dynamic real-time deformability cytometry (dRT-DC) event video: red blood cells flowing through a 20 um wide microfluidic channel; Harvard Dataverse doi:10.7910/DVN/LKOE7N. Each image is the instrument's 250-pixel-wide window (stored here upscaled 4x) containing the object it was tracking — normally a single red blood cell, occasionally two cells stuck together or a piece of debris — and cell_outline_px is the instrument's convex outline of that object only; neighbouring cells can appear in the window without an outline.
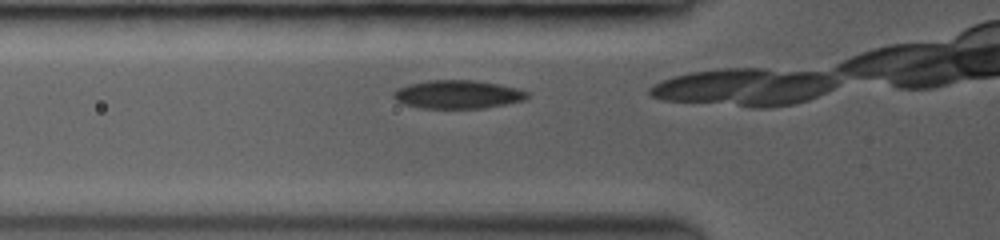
{"species": "common noctule bat (a hibernating species)", "species_latin": "Nyctalus noctula", "temperature_condition": "room temperature", "stored_images_in_passage": 12, "camera_frame_rate_fps": 3500, "um_per_image_px": 0.085, "animal": {"sex": "female", "body_mass_g": 19.0, "forearm_length_mm": 53.3}, "frame": {"image": 1, "passage_image": 3, "time_ms": 0.571, "image_size_px": [1000, 240], "cell_outline_px": [[528, 96], [520, 100], [504, 104], [484, 108], [424, 108], [404, 104], [396, 100], [392, 92], [396, 88], [408, 84], [428, 80], [472, 80], [500, 84], [516, 88], [528, 92]], "centroid_in_image_um": [38.85, 8.01], "position_along_channel_um": 86.9, "area_um2": 21.91}}
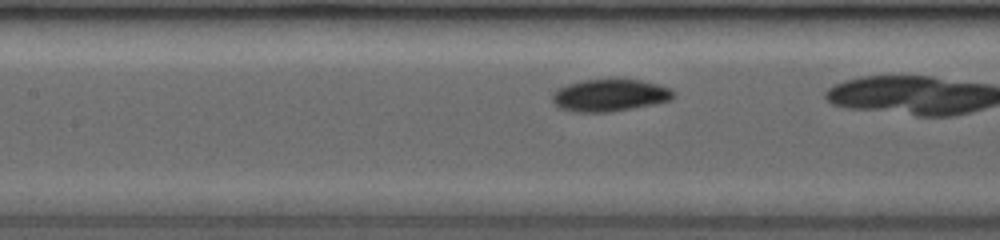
{"frame": {"image": 2, "passage_image": 9, "time_ms": 2.286, "image_size_px": [1000, 240], "cell_outline_px": [[672, 96], [668, 100], [652, 104], [604, 112], [580, 112], [560, 108], [552, 100], [552, 96], [560, 88], [568, 84], [584, 80], [612, 76], [640, 80], [672, 88]], "centroid_in_image_um": [51.82, 8.04], "position_along_channel_um": 155.6, "area_um2": 22.66}}